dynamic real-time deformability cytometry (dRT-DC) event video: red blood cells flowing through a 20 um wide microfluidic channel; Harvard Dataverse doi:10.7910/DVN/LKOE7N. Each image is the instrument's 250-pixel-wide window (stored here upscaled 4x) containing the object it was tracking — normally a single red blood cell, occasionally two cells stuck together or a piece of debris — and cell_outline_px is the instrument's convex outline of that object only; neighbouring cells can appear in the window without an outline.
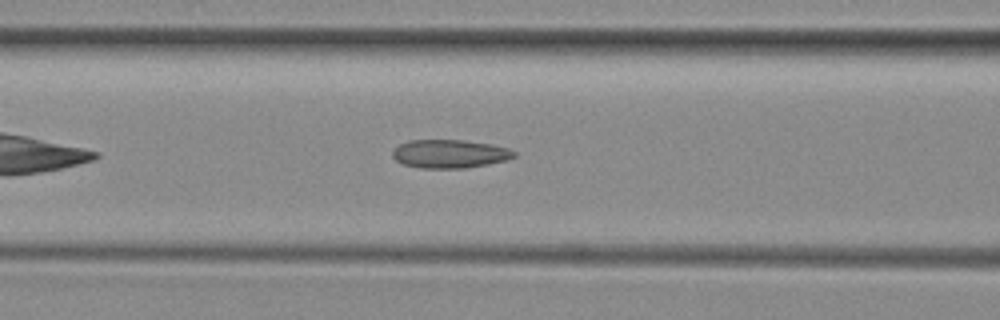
{"species": "common noctule bat (a hibernating species)", "species_latin": "Nyctalus noctula", "temperature_condition": "room temperature", "stored_images_in_passage": 40, "camera_frame_rate_fps": 3000, "um_per_image_px": 0.085, "animal": {"sex": "female", "body_mass_g": 29.2, "forearm_length_mm": 56.3}, "frame": {"image": 1, "passage_image": 9, "time_ms": 2.667, "image_size_px": [1000, 320], "cell_outline_px": [[516, 156], [508, 160], [488, 164], [464, 168], [420, 168], [404, 164], [396, 160], [392, 156], [392, 148], [408, 140], [464, 140], [492, 144], [508, 148], [516, 152]], "centroid_in_image_um": [38.23, 13.07], "position_along_channel_um": 128.4, "area_um2": 20.29}}
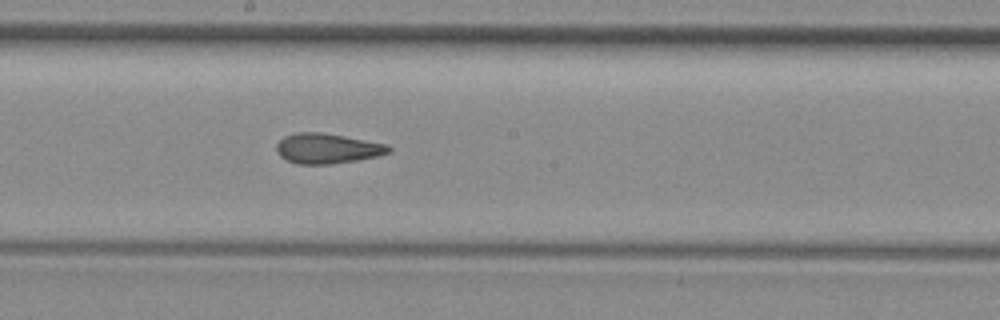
{"frame": {"image": 2, "passage_image": 16, "time_ms": 5.0, "image_size_px": [1000, 320], "cell_outline_px": [[392, 152], [360, 160], [328, 164], [296, 164], [280, 156], [276, 148], [276, 144], [284, 136], [296, 132], [320, 132], [344, 136], [388, 144], [392, 148]], "centroid_in_image_um": [27.84, 12.62], "position_along_channel_um": 220.4, "area_um2": 19.77}}
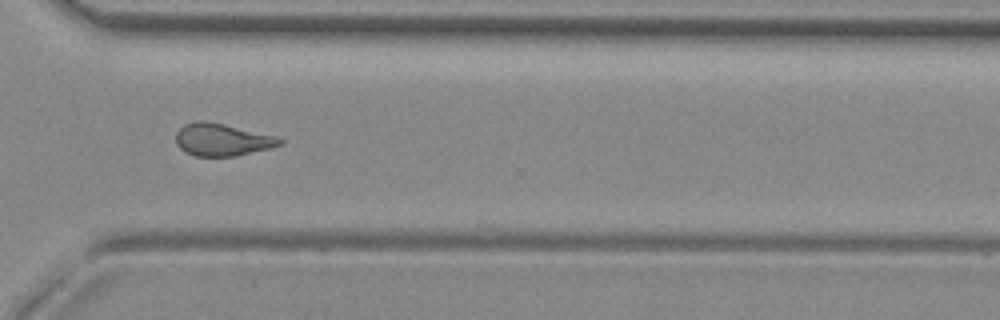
{"frame": {"image": 3, "passage_image": 26, "time_ms": 8.333, "image_size_px": [1000, 320], "cell_outline_px": [[284, 144], [236, 156], [196, 156], [184, 152], [176, 144], [176, 132], [184, 124], [196, 120], [204, 120], [224, 124], [280, 136], [284, 140]], "centroid_in_image_um": [18.9, 11.86], "position_along_channel_um": 351.7, "area_um2": 19.88}, "authors_computed_cell_mechanics": {"area_um2": 19.9988, "velocity_mm_per_s": 3.9476, "shape_relaxation_time_tau1_ms": null, "shape_relaxation_time_tau2_ms": 3.0777, "deformation_change_tau1": null, "deformation_change_tau2": 0.116}}